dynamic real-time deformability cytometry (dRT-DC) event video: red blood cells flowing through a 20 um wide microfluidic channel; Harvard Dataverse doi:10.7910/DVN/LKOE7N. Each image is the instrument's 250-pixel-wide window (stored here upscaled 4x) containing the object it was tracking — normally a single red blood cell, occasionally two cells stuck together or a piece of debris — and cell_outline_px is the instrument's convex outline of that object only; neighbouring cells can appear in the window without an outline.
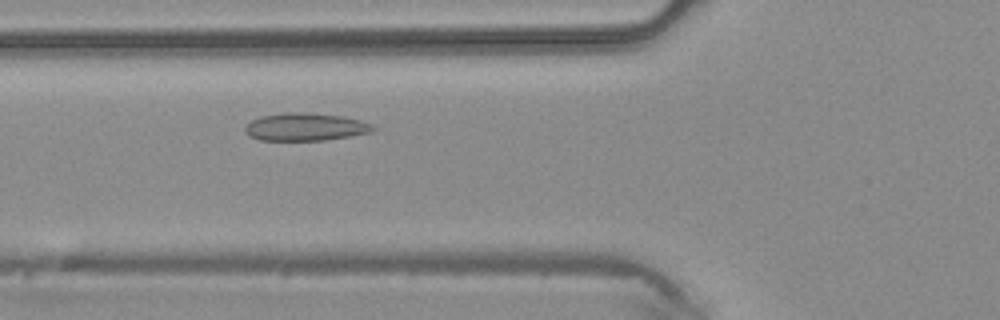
{"species": "common noctule bat (a hibernating species)", "species_latin": "Nyctalus noctula", "temperature_condition": "warm", "stored_images_in_passage": 3, "camera_frame_rate_fps": 3000, "um_per_image_px": 0.085, "animal": {"sex": "male", "body_mass_g": 20.4}, "frame": {"image": 1, "passage_image": 3, "time_ms": 0.667, "image_size_px": [1000, 320], "cell_outline_px": [[376, 128], [372, 132], [324, 140], [260, 140], [248, 136], [244, 132], [244, 128], [252, 120], [260, 116], [288, 112], [296, 112], [344, 116], [360, 120], [372, 124]], "centroid_in_image_um": [25.94, 10.79], "position_along_channel_um": 99.9, "area_um2": 20.58}}